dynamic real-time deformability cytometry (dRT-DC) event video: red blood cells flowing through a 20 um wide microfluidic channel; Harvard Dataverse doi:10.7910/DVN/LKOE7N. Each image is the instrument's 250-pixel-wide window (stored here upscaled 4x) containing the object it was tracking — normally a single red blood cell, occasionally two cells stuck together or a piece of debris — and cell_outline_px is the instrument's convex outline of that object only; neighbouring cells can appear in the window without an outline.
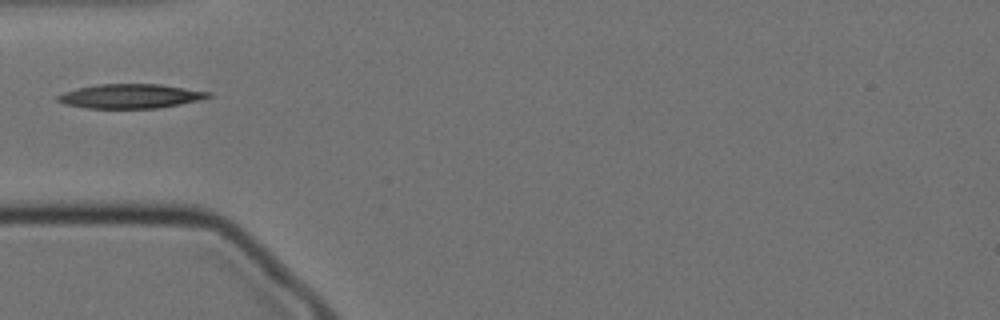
{"species": "Egyptian fruit bat (a non-hibernating species)", "species_latin": "Rousettus aegyptiacus", "temperature_condition": "cold", "stored_images_in_passage": 34, "camera_frame_rate_fps": 3000, "um_per_image_px": 0.085, "animal": {"sex": "female"}, "frame": {"image": 1, "passage_image": 1, "time_ms": 0.0, "image_size_px": [1000, 320], "cell_outline_px": [[212, 96], [200, 100], [160, 108], [84, 108], [64, 104], [56, 100], [56, 96], [64, 92], [76, 88], [96, 84], [160, 84], [212, 92]], "centroid_in_image_um": [11.08, 8.17], "position_along_channel_um": 73.9, "area_um2": 21.5}}
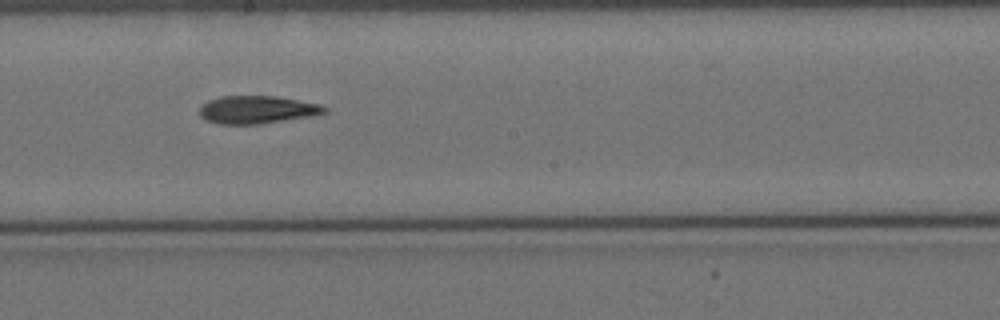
{"frame": {"image": 2, "passage_image": 14, "time_ms": 4.333, "image_size_px": [1000, 320], "cell_outline_px": [[328, 112], [312, 116], [260, 124], [220, 124], [208, 120], [200, 116], [200, 104], [208, 100], [220, 96], [276, 96], [320, 104], [328, 108]], "centroid_in_image_um": [21.86, 9.32], "position_along_channel_um": 226.3, "area_um2": 20.35}}
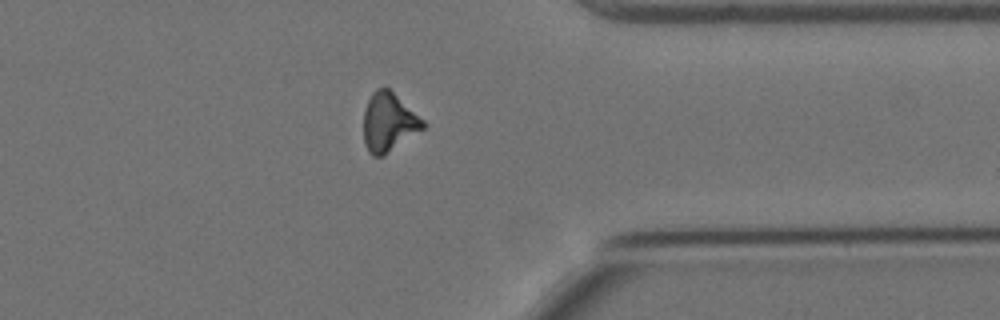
{"frame": {"image": 3, "passage_image": 28, "time_ms": 9.0, "image_size_px": [1000, 320], "cell_outline_px": [[428, 124], [424, 128], [384, 156], [372, 156], [368, 152], [364, 144], [364, 108], [372, 92], [376, 88], [388, 88], [424, 120]], "centroid_in_image_um": [33.03, 10.41], "position_along_channel_um": 378.4, "area_um2": 20.35}}